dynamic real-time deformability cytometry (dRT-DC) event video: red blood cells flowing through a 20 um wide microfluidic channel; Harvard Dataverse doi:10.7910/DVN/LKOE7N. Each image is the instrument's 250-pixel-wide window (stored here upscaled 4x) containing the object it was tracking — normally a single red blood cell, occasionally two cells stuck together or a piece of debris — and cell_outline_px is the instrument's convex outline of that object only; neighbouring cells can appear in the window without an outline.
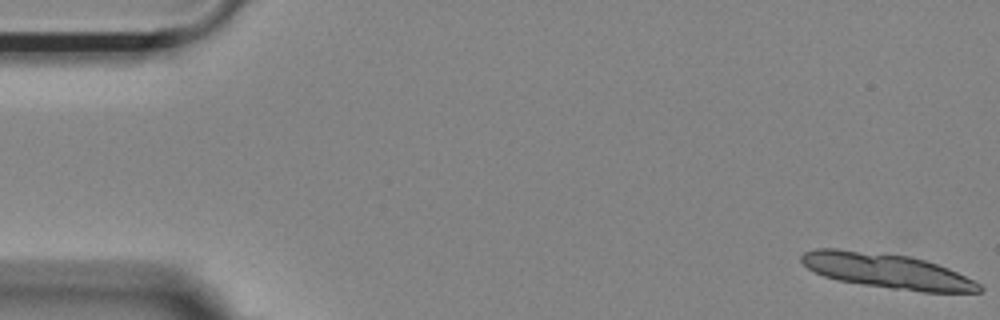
{"species": "Egyptian fruit bat (a non-hibernating species)", "species_latin": "Rousettus aegyptiacus", "temperature_condition": "room temperature", "stored_images_in_passage": 13, "camera_frame_rate_fps": 3000, "um_per_image_px": 0.085, "animal": {"sex": "female"}, "frame": {"image": 1, "passage_image": 1, "time_ms": 0.0, "image_size_px": [1000, 320], "cell_outline_px": [[984, 288], [980, 292], [924, 292], [892, 288], [836, 280], [824, 276], [808, 268], [800, 260], [800, 256], [804, 252], [816, 248], [836, 248], [908, 256], [924, 260], [948, 268], [980, 284]], "centroid_in_image_um": [75.37, 23.02], "position_along_channel_um": 9.6, "area_um2": 35.66}}